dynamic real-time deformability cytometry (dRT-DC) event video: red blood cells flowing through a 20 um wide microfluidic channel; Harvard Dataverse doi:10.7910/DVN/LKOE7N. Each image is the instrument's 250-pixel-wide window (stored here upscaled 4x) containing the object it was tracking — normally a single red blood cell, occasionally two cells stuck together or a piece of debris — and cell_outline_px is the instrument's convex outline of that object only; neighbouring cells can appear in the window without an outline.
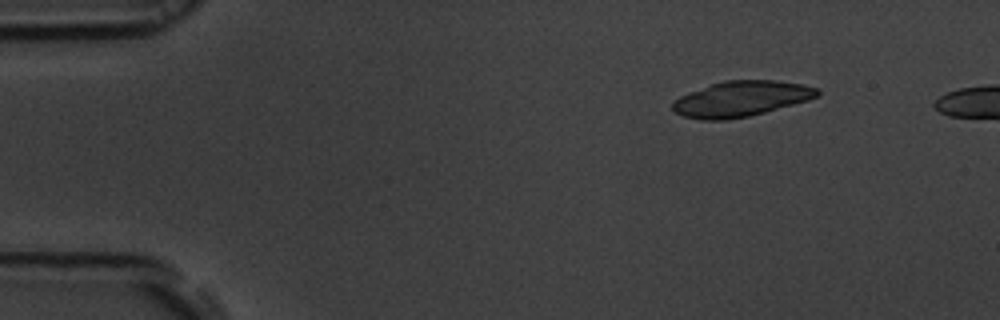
{"species": "common noctule bat (a hibernating species)", "species_latin": "Nyctalus noctula", "temperature_condition": "room temperature", "stored_images_in_passage": 45, "camera_frame_rate_fps": 3000, "um_per_image_px": 0.085, "animal": {"sex": "male", "body_mass_g": 19.5, "forearm_length_mm": 54.6}, "frame": {"image": 1, "passage_image": 1, "time_ms": 0.0, "image_size_px": [1000, 320], "cell_outline_px": [[820, 96], [808, 100], [764, 112], [748, 116], [728, 120], [700, 120], [684, 116], [676, 112], [672, 108], [672, 100], [688, 92], [724, 80], [776, 80], [804, 84], [816, 88], [820, 92]], "centroid_in_image_um": [62.98, 8.39], "position_along_channel_um": 22.0, "area_um2": 29.94}}